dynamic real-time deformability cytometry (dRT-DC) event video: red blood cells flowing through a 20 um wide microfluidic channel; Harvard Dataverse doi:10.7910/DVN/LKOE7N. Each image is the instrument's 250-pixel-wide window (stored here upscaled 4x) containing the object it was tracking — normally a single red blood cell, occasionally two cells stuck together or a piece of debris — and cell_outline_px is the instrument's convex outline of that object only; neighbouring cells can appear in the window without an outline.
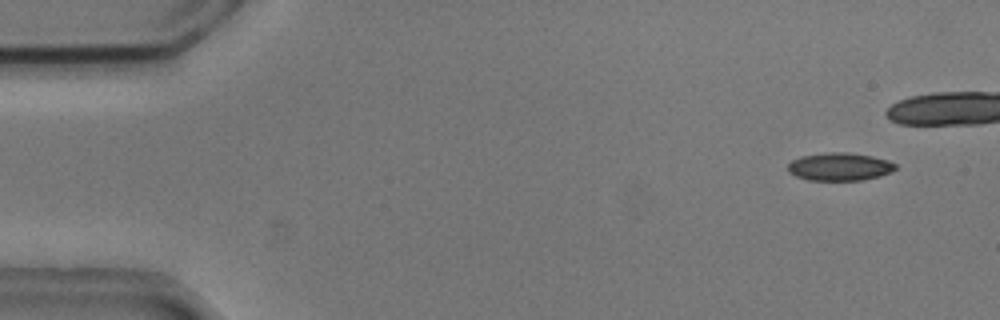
{"species": "common noctule bat (a hibernating species)", "species_latin": "Nyctalus noctula", "temperature_condition": "cold", "stored_images_in_passage": 43, "camera_frame_rate_fps": 3000, "um_per_image_px": 0.085, "animal": {"sex": "male", "body_mass_g": 20.5, "forearm_length_mm": 52.5}, "frame": {"image": 1, "passage_image": 4, "time_ms": 1.0, "image_size_px": [1000, 320], "cell_outline_px": [[896, 168], [892, 172], [880, 176], [860, 180], [808, 180], [796, 176], [788, 172], [788, 164], [792, 160], [804, 156], [828, 152], [848, 152], [872, 156], [888, 160], [896, 164]], "centroid_in_image_um": [71.39, 14.17], "position_along_channel_um": 13.6, "area_um2": 17.46}}
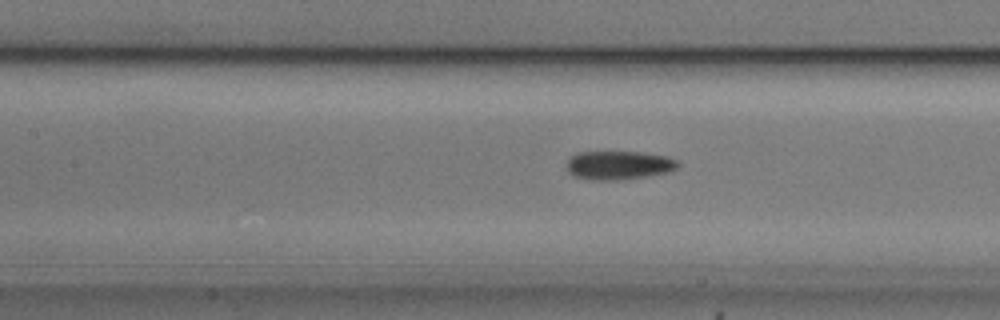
{"frame": {"image": 2, "passage_image": 24, "time_ms": 7.667, "image_size_px": [1000, 320], "cell_outline_px": [[680, 164], [672, 172], [648, 176], [612, 180], [592, 180], [572, 176], [568, 172], [568, 160], [576, 152], [640, 152], [664, 156], [676, 160]], "centroid_in_image_um": [52.59, 14.05], "position_along_channel_um": 154.8, "area_um2": 18.55}}
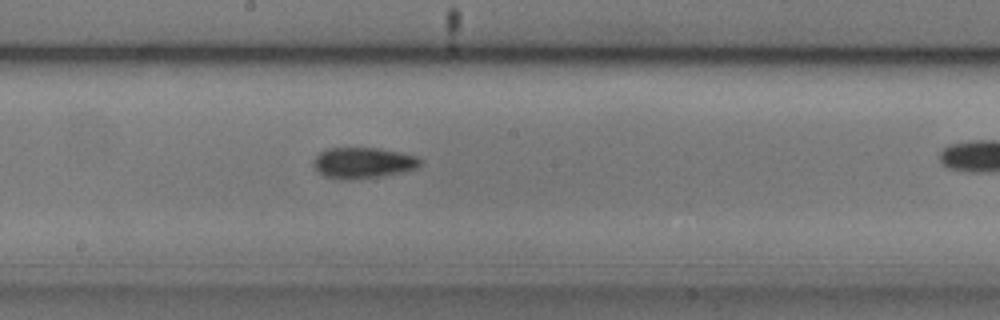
{"frame": {"image": 3, "passage_image": 29, "time_ms": 9.333, "image_size_px": [1000, 320], "cell_outline_px": [[424, 160], [416, 168], [400, 172], [380, 176], [348, 180], [336, 180], [324, 176], [316, 168], [316, 156], [320, 152], [328, 148], [380, 148], [400, 152], [416, 156]], "centroid_in_image_um": [30.89, 13.84], "position_along_channel_um": 217.3, "area_um2": 19.07}}